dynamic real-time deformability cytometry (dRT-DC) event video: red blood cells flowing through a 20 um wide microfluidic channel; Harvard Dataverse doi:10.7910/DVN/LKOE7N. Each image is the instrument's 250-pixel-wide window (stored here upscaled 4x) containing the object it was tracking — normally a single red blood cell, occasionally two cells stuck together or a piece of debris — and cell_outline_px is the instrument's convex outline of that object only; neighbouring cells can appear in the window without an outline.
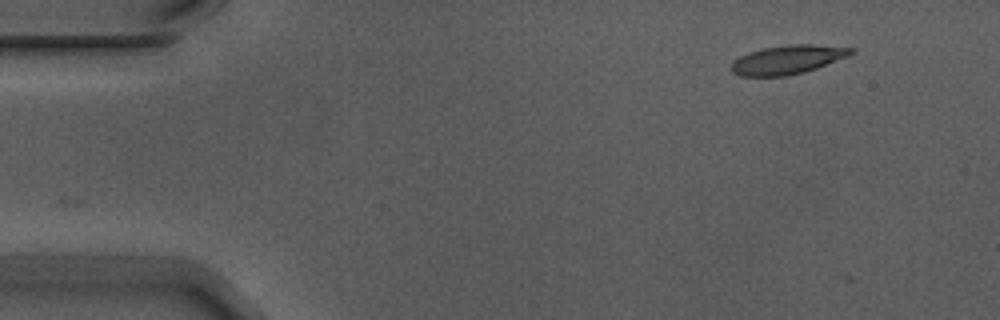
{"species": "Egyptian fruit bat (a non-hibernating species)", "species_latin": "Rousettus aegyptiacus", "temperature_condition": "warm", "stored_images_in_passage": 12, "camera_frame_rate_fps": 3000, "um_per_image_px": 0.085, "animal": {"sex": "male"}, "frame": {"image": 1, "passage_image": 1, "time_ms": 0.0, "image_size_px": [1000, 320], "cell_outline_px": [[856, 52], [848, 56], [816, 68], [804, 72], [784, 76], [740, 76], [732, 72], [732, 64], [740, 56], [748, 52], [764, 48], [788, 44], [812, 44], [852, 48]], "centroid_in_image_um": [66.95, 5.06], "position_along_channel_um": 18.0, "area_um2": 19.94}}
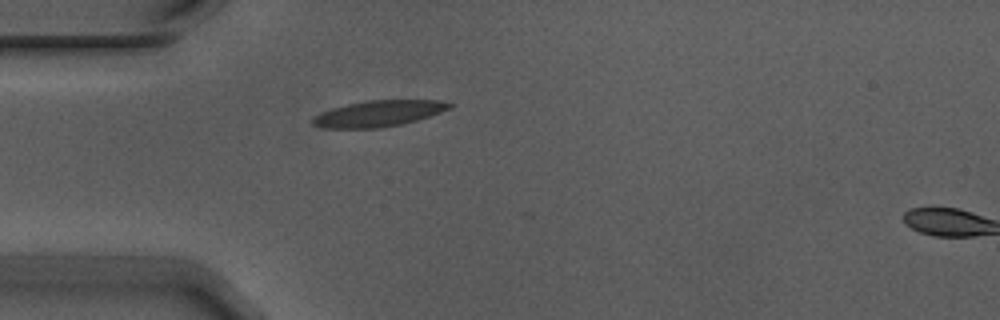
{"frame": {"image": 2, "passage_image": 11, "time_ms": 3.333, "image_size_px": [1000, 320], "cell_outline_px": [[452, 108], [416, 120], [400, 124], [376, 128], [324, 128], [312, 124], [312, 116], [320, 112], [332, 108], [364, 100], [440, 100], [452, 104]], "centroid_in_image_um": [32.13, 9.64], "position_along_channel_um": 52.9, "area_um2": 20.69}}